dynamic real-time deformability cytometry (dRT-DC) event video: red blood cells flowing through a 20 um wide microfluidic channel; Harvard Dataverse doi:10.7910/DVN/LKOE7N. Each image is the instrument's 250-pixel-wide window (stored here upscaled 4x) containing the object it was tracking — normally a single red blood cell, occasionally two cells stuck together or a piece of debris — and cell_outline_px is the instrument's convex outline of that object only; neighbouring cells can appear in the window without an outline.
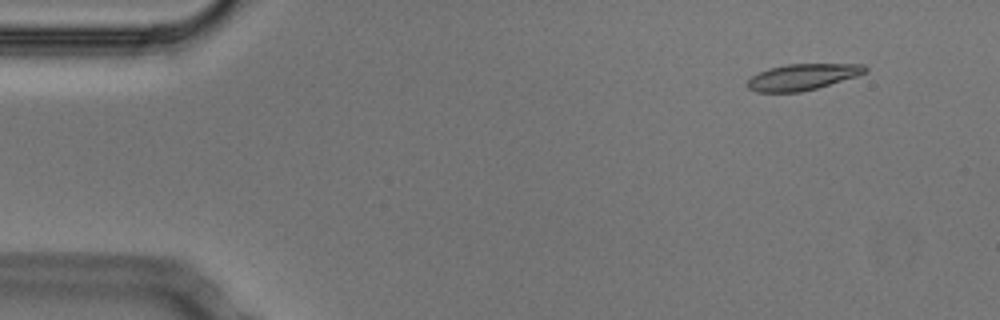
{"species": "Egyptian fruit bat (a non-hibernating species)", "species_latin": "Rousettus aegyptiacus", "temperature_condition": "cold", "stored_images_in_passage": 53, "camera_frame_rate_fps": 3000, "um_per_image_px": 0.085, "animal": {"sex": "male"}, "frame": {"image": 1, "passage_image": 5, "time_ms": 1.333, "image_size_px": [1000, 320], "cell_outline_px": [[868, 72], [856, 76], [816, 88], [800, 92], [756, 92], [748, 88], [748, 80], [752, 76], [768, 68], [784, 64], [864, 64], [868, 68]], "centroid_in_image_um": [68.22, 6.53], "position_along_channel_um": 16.8, "area_um2": 17.86}}
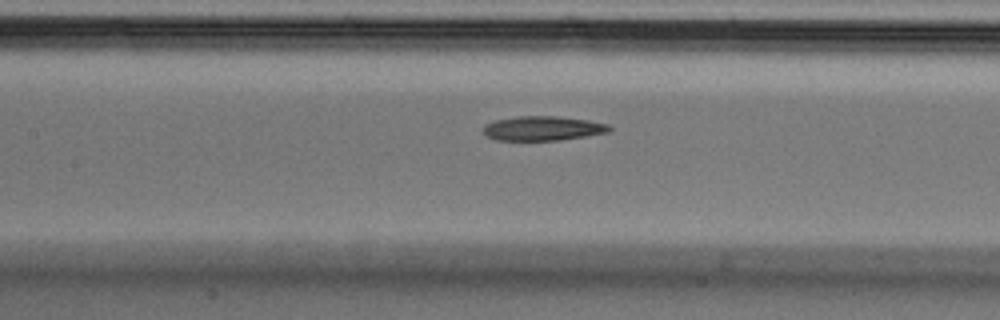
{"frame": {"image": 2, "passage_image": 24, "time_ms": 7.667, "image_size_px": [1000, 320], "cell_outline_px": [[612, 128], [608, 132], [560, 140], [496, 140], [488, 136], [484, 132], [484, 124], [496, 120], [516, 116], [556, 116], [588, 120], [608, 124]], "centroid_in_image_um": [46.13, 10.9], "position_along_channel_um": 161.3, "area_um2": 17.8}}
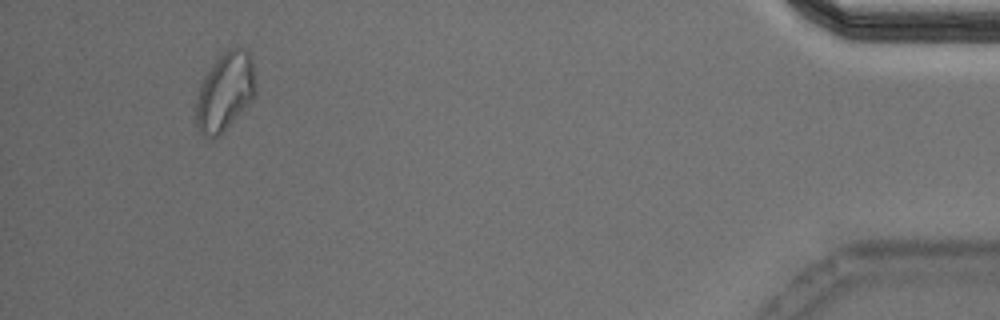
{"frame": {"image": 3, "passage_image": 50, "time_ms": 16.333, "image_size_px": [1000, 320], "cell_outline_px": [[256, 92], [252, 100], [224, 132], [220, 136], [212, 140], [204, 136], [200, 132], [196, 124], [196, 104], [200, 88], [204, 76], [216, 60], [228, 48], [240, 48], [248, 52], [252, 56], [256, 84]], "centroid_in_image_um": [19.15, 7.83], "position_along_channel_um": 416.1, "area_um2": 27.28}, "authors_computed_cell_mechanics": {"area_um2": 18.6694, "velocity_mm_per_s": 3.7384, "shape_relaxation_time_tau1_ms": 10.6794, "shape_relaxation_time_tau2_ms": 7.5161, "deformation_change_tau1": 0.1856, "deformation_change_tau2": 0.1355}}